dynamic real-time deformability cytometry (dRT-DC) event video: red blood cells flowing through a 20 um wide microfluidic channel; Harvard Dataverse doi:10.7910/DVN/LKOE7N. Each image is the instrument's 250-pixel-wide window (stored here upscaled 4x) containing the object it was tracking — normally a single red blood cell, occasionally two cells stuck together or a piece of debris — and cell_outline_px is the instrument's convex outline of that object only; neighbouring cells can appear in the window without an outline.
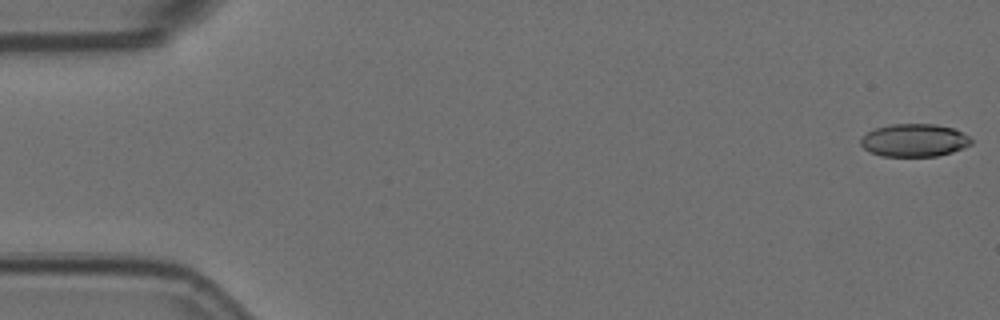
{"species": "Egyptian fruit bat (a non-hibernating species)", "species_latin": "Rousettus aegyptiacus", "temperature_condition": "room temperature", "stored_images_in_passage": 57, "camera_frame_rate_fps": 3000, "um_per_image_px": 0.085, "animal": {"sex": "female"}, "frame": {"image": 1, "passage_image": 1, "time_ms": 0.0, "image_size_px": [1000, 320], "cell_outline_px": [[972, 144], [964, 148], [952, 152], [936, 156], [880, 156], [864, 148], [860, 144], [860, 140], [868, 132], [876, 128], [892, 124], [936, 124], [952, 128], [968, 136], [972, 140]], "centroid_in_image_um": [77.72, 11.93], "position_along_channel_um": 7.3, "area_um2": 20.98}}
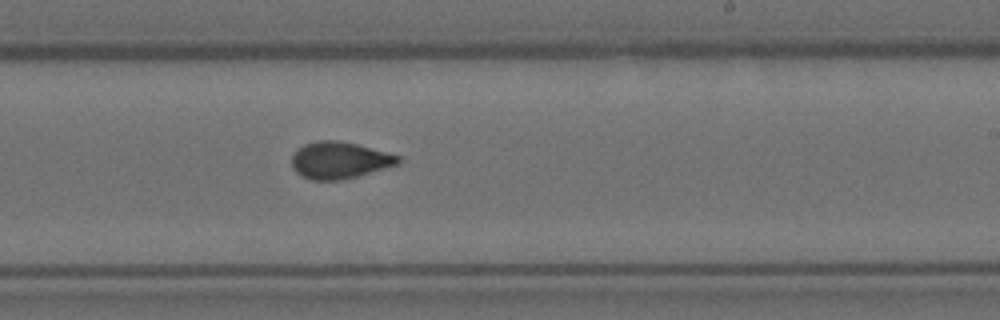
{"frame": {"image": 2, "passage_image": 34, "time_ms": 11.0, "image_size_px": [1000, 320], "cell_outline_px": [[400, 160], [396, 164], [356, 176], [340, 180], [312, 180], [296, 172], [292, 168], [292, 152], [296, 148], [304, 144], [316, 140], [336, 140], [356, 144], [400, 156]], "centroid_in_image_um": [28.77, 13.6], "position_along_channel_um": 260.2, "area_um2": 22.54}}
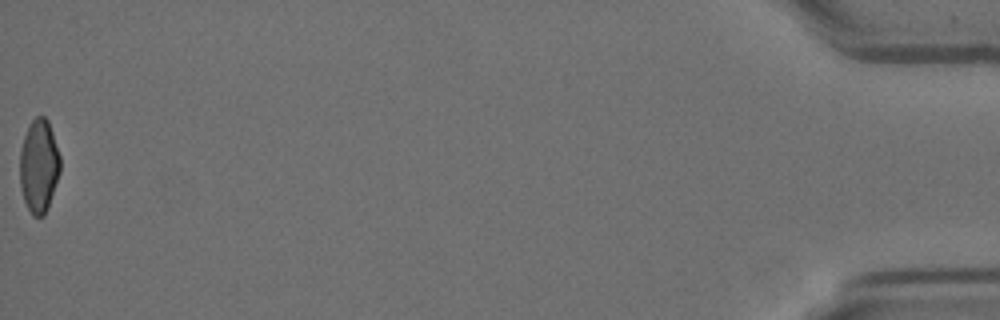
{"frame": {"image": 3, "passage_image": 57, "time_ms": 18.667, "image_size_px": [1000, 320], "cell_outline_px": [[60, 172], [44, 216], [32, 216], [24, 200], [20, 184], [20, 148], [24, 136], [32, 120], [36, 116], [44, 116], [48, 120], [60, 156]], "centroid_in_image_um": [3.3, 14.1], "position_along_channel_um": 431.9, "area_um2": 21.73}, "authors_computed_cell_mechanics": {"area_um2": 22.4264, "velocity_mm_per_s": 3.5853, "shape_relaxation_time_tau1_ms": null, "shape_relaxation_time_tau2_ms": 1.2513, "deformation_change_tau1": null, "deformation_change_tau2": 0.0653}}